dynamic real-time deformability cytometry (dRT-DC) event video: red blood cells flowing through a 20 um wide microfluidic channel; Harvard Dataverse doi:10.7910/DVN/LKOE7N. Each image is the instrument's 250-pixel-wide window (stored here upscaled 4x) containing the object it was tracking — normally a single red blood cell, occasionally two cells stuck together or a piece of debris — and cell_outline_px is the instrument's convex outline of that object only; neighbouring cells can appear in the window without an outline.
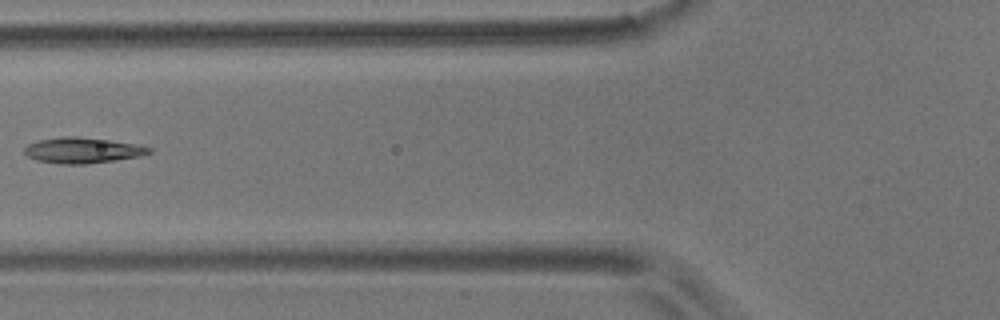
{"species": "common noctule bat (a hibernating species)", "species_latin": "Nyctalus noctula", "temperature_condition": "room temperature", "stored_images_in_passage": 8, "camera_frame_rate_fps": 3000, "um_per_image_px": 0.085, "animal": {"sex": "male", "body_mass_g": 17.9}, "frame": {"image": 1, "passage_image": 7, "time_ms": 2.0, "image_size_px": [1000, 320], "cell_outline_px": [[152, 152], [140, 156], [84, 164], [60, 164], [36, 160], [28, 156], [24, 152], [24, 148], [28, 144], [40, 140], [60, 136], [76, 136], [108, 140], [136, 144], [152, 148]], "centroid_in_image_um": [6.99, 12.77], "position_along_channel_um": 118.8, "area_um2": 18.5}}
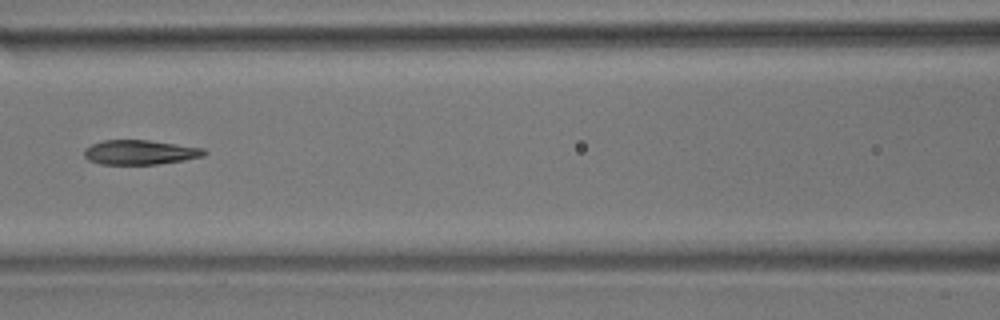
{"frame": {"image": 2, "passage_image": 8, "time_ms": 2.333, "image_size_px": [1000, 320], "cell_outline_px": [[208, 152], [204, 156], [184, 160], [156, 164], [100, 164], [88, 160], [84, 156], [84, 148], [92, 144], [104, 140], [148, 140], [204, 148]], "centroid_in_image_um": [11.9, 12.94], "position_along_channel_um": 154.7, "area_um2": 17.17}}